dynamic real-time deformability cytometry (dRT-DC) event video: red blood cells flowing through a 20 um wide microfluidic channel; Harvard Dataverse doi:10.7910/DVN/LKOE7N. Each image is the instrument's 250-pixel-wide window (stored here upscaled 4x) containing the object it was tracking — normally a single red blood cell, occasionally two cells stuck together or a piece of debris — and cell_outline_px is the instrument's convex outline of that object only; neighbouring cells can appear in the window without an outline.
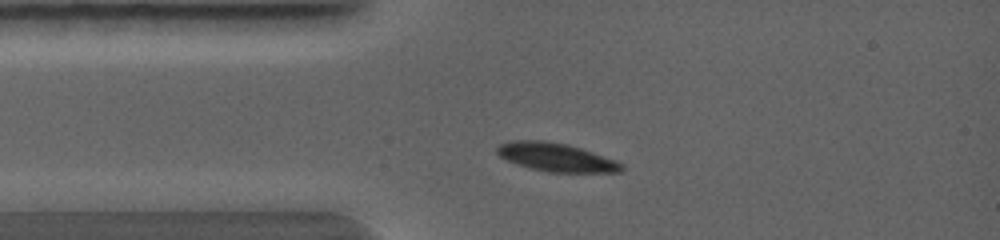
{"species": "common noctule bat (a hibernating species)", "species_latin": "Nyctalus noctula", "temperature_condition": "warm", "stored_images_in_passage": 6, "camera_frame_rate_fps": 5000, "um_per_image_px": 0.085, "animal": {"sex": "female", "body_mass_g": 19.0, "forearm_length_mm": 56.7}, "frame": {"image": 1, "passage_image": 2, "time_ms": 0.4, "image_size_px": [1000, 240], "cell_outline_px": [[624, 168], [620, 172], [548, 172], [528, 168], [508, 160], [500, 156], [496, 152], [496, 148], [500, 144], [508, 140], [544, 140], [568, 144], [616, 160], [624, 164]], "centroid_in_image_um": [47.26, 13.36], "position_along_channel_um": 37.7, "area_um2": 20.69}}
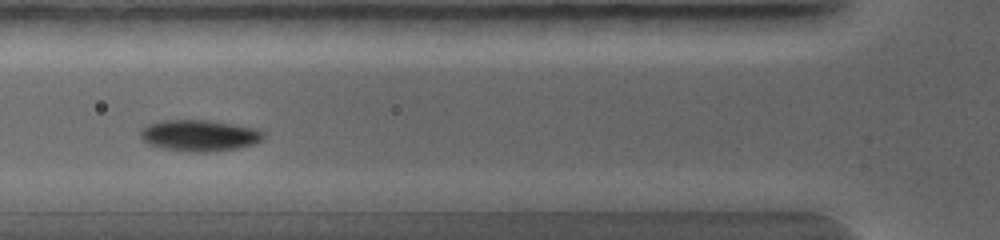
{"frame": {"image": 2, "passage_image": 4, "time_ms": 1.6, "image_size_px": [1000, 240], "cell_outline_px": [[264, 136], [260, 140], [252, 144], [236, 148], [208, 152], [200, 152], [164, 148], [148, 144], [140, 136], [140, 128], [144, 124], [160, 120], [208, 120], [256, 128], [264, 132]], "centroid_in_image_um": [16.89, 11.49], "position_along_channel_um": 108.9, "area_um2": 22.31}}
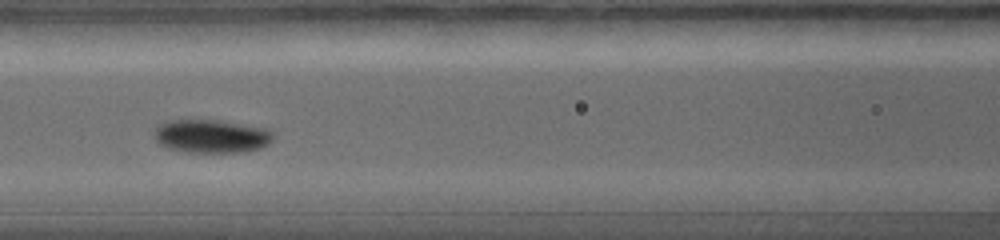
{"frame": {"image": 3, "passage_image": 5, "time_ms": 2.2, "image_size_px": [1000, 240], "cell_outline_px": [[272, 140], [268, 144], [260, 148], [244, 152], [188, 152], [168, 148], [160, 144], [156, 140], [156, 128], [160, 124], [168, 120], [216, 120], [268, 128], [272, 132]], "centroid_in_image_um": [17.99, 11.58], "position_along_channel_um": 148.6, "area_um2": 22.95}}